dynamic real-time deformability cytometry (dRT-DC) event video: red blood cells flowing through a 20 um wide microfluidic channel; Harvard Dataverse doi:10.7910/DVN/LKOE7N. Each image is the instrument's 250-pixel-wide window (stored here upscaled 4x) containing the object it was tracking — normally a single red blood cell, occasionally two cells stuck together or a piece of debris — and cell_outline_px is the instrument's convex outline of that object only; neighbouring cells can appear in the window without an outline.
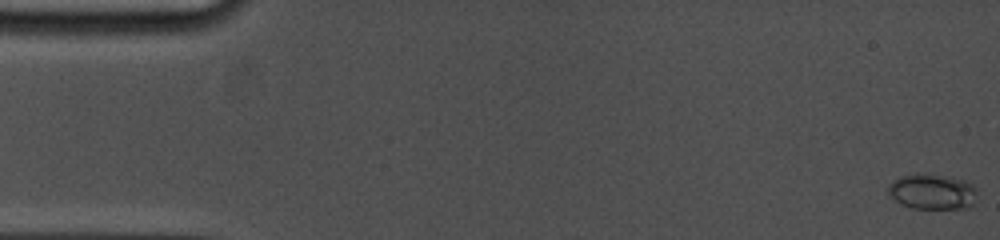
{"species": "common noctule bat (a hibernating species)", "species_latin": "Nyctalus noctula", "temperature_condition": "cold", "stored_images_in_passage": 39, "camera_frame_rate_fps": 5000, "um_per_image_px": 0.085, "animal": {"sex": "female", "body_mass_g": 19.0, "forearm_length_mm": 53.3}, "frame": {"image": 1, "passage_image": 1, "time_ms": 0.0, "image_size_px": [1000, 240], "cell_outline_px": [[976, 192], [972, 204], [968, 208], [912, 208], [900, 204], [888, 192], [888, 184], [892, 180], [900, 176], [916, 172], [928, 172], [948, 176], [964, 180], [972, 184], [976, 188]], "centroid_in_image_um": [79.21, 16.25], "position_along_channel_um": 5.8, "area_um2": 18.67}}
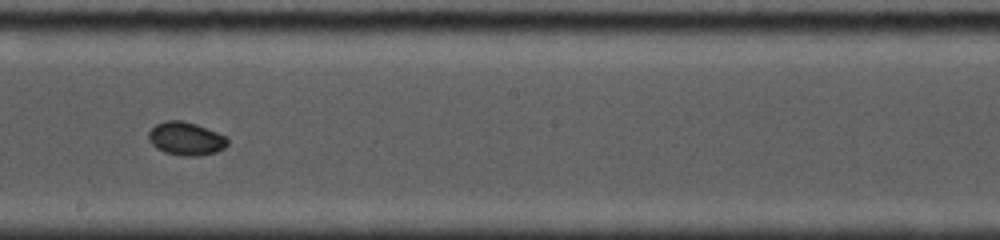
{"frame": {"image": 2, "passage_image": 24, "time_ms": 9.6, "image_size_px": [1000, 240], "cell_outline_px": [[228, 144], [224, 148], [216, 152], [200, 156], [180, 156], [164, 152], [156, 148], [148, 140], [148, 132], [156, 124], [164, 120], [184, 120], [196, 124], [216, 132], [224, 136], [228, 140]], "centroid_in_image_um": [15.78, 11.79], "position_along_channel_um": 232.4, "area_um2": 15.43}}
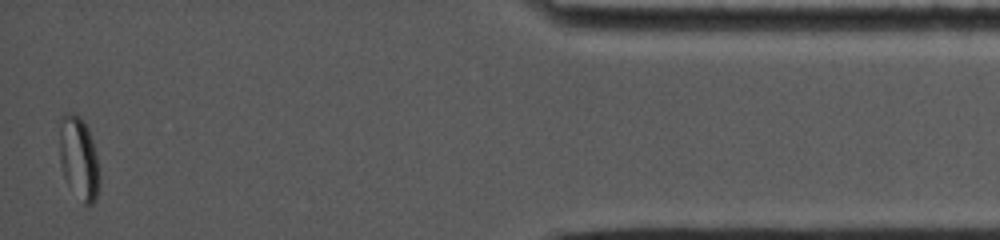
{"frame": {"image": 3, "passage_image": 39, "time_ms": 16.2, "image_size_px": [1000, 240], "cell_outline_px": [[100, 180], [96, 200], [92, 204], [84, 204], [64, 176], [60, 164], [60, 116], [64, 112], [72, 112], [80, 116], [84, 120], [88, 128], [92, 140], [96, 156], [100, 176]], "centroid_in_image_um": [6.7, 13.38], "position_along_channel_um": 428.5, "area_um2": 19.19}, "authors_computed_cell_mechanics": {"area_um2": 15.5482, "velocity_mm_per_s": 3.7997, "shape_relaxation_time_tau1_ms": 2.6303, "shape_relaxation_time_tau2_ms": null, "deformation_change_tau1": 0.0623, "deformation_change_tau2": null}}